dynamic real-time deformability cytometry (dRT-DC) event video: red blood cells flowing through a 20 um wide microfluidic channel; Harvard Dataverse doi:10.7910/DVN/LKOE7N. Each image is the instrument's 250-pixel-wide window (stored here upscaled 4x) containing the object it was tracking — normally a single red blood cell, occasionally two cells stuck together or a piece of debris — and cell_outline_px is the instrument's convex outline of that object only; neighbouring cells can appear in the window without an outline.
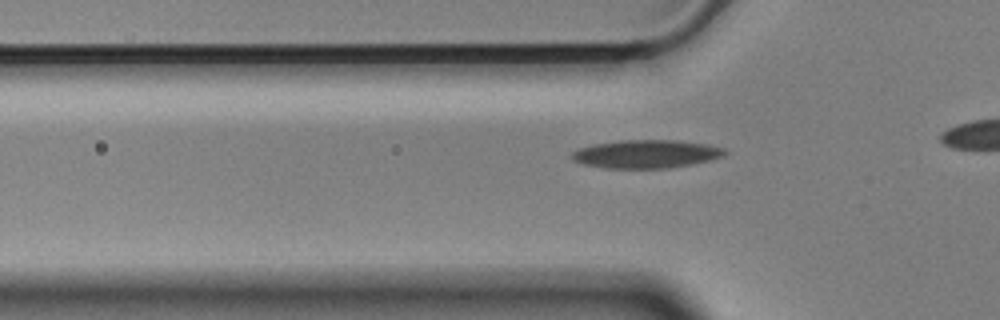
{"species": "Egyptian fruit bat (a non-hibernating species)", "species_latin": "Rousettus aegyptiacus", "temperature_condition": "cold", "stored_images_in_passage": 36, "camera_frame_rate_fps": 3000, "um_per_image_px": 0.085, "animal": {"sex": "male"}, "frame": {"image": 1, "passage_image": 9, "time_ms": 2.667, "image_size_px": [1000, 320], "cell_outline_px": [[728, 152], [724, 156], [692, 164], [668, 168], [604, 168], [580, 164], [572, 160], [568, 156], [572, 152], [580, 148], [592, 144], [620, 140], [672, 140], [708, 144], [724, 148]], "centroid_in_image_um": [54.87, 13.09], "position_along_channel_um": 70.9, "area_um2": 25.37}}
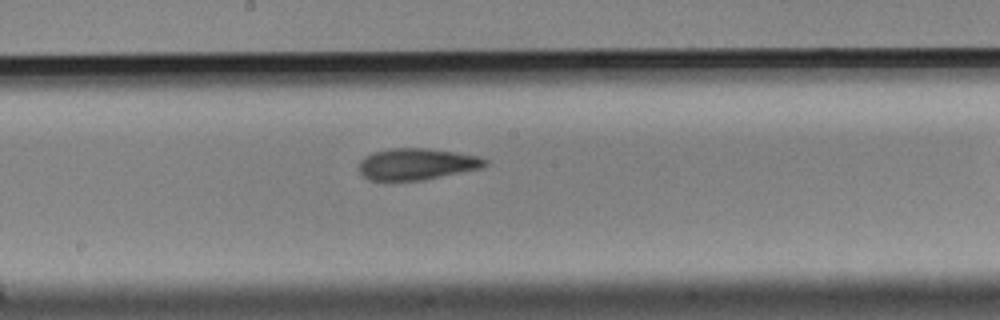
{"frame": {"image": 2, "passage_image": 21, "time_ms": 6.667, "image_size_px": [1000, 320], "cell_outline_px": [[488, 164], [480, 168], [424, 180], [368, 180], [356, 168], [360, 160], [364, 156], [372, 152], [392, 148], [424, 148], [456, 152], [476, 156], [488, 160]], "centroid_in_image_um": [35.37, 13.94], "position_along_channel_um": 212.8, "area_um2": 23.18}}
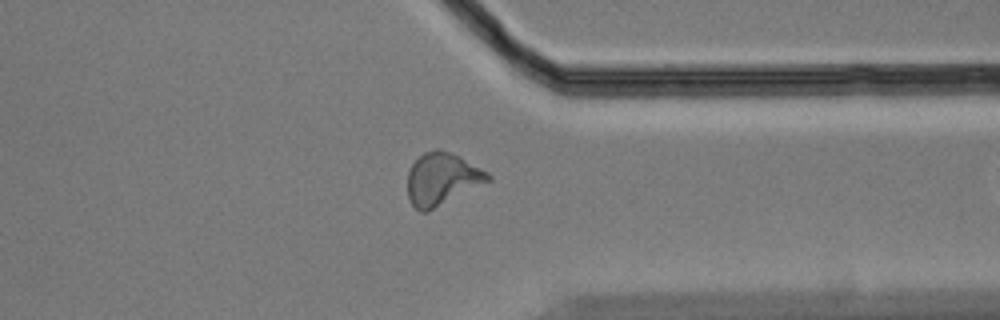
{"frame": {"image": 3, "passage_image": 35, "time_ms": 11.333, "image_size_px": [1000, 320], "cell_outline_px": [[492, 180], [428, 212], [420, 212], [412, 204], [408, 196], [408, 172], [412, 164], [424, 152], [436, 148], [440, 148], [460, 156], [488, 172], [492, 176]], "centroid_in_image_um": [37.59, 15.21], "position_along_channel_um": 373.8, "area_um2": 24.68}}